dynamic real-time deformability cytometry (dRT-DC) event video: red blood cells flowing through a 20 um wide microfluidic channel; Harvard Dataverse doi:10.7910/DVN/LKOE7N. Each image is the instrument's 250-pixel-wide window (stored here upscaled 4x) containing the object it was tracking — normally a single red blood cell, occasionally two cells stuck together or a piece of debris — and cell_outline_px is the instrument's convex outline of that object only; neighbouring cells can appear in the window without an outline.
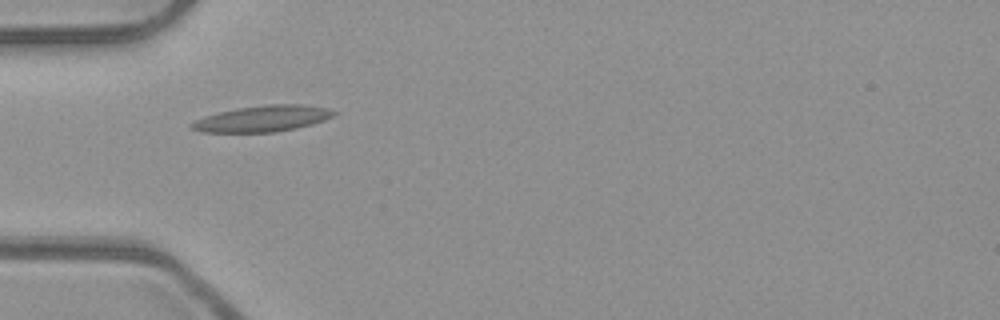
{"species": "common noctule bat (a hibernating species)", "species_latin": "Nyctalus noctula", "temperature_condition": "room temperature", "stored_images_in_passage": 30, "camera_frame_rate_fps": 3000, "um_per_image_px": 0.085, "animal": {"sex": "male", "body_mass_g": 23.1, "forearm_length_mm": 52.7}, "frame": {"image": 1, "passage_image": 1, "time_ms": 0.0, "image_size_px": [1000, 320], "cell_outline_px": [[336, 112], [332, 116], [324, 120], [312, 124], [296, 128], [276, 132], [200, 132], [192, 128], [188, 124], [204, 116], [216, 112], [236, 108], [268, 104], [304, 104], [328, 108]], "centroid_in_image_um": [22.29, 10.07], "position_along_channel_um": 62.7, "area_um2": 21.73}}
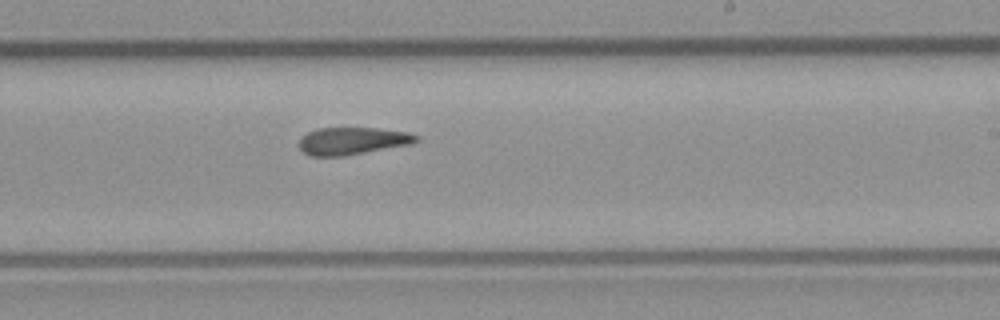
{"frame": {"image": 2, "passage_image": 16, "time_ms": 5.0, "image_size_px": [1000, 320], "cell_outline_px": [[420, 140], [412, 144], [344, 156], [312, 156], [304, 152], [300, 148], [300, 136], [308, 132], [320, 128], [376, 128], [408, 132], [420, 136]], "centroid_in_image_um": [29.99, 11.97], "position_along_channel_um": 259.0, "area_um2": 18.73}}
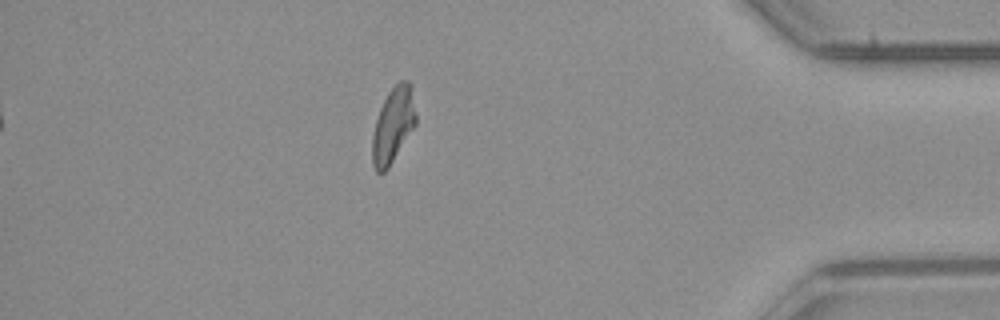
{"frame": {"image": 3, "passage_image": 30, "time_ms": 9.667, "image_size_px": [1000, 320], "cell_outline_px": [[416, 124], [388, 168], [384, 172], [376, 172], [372, 164], [372, 136], [376, 120], [380, 108], [388, 92], [400, 80], [408, 80], [412, 84], [416, 116]], "centroid_in_image_um": [33.42, 10.62], "position_along_channel_um": 401.8, "area_um2": 19.13}, "authors_computed_cell_mechanics": {"area_um2": 19.3052, "velocity_mm_per_s": 3.9466, "shape_relaxation_time_tau1_ms": null, "shape_relaxation_time_tau2_ms": 5.095, "deformation_change_tau1": null, "deformation_change_tau2": 0.1627}}